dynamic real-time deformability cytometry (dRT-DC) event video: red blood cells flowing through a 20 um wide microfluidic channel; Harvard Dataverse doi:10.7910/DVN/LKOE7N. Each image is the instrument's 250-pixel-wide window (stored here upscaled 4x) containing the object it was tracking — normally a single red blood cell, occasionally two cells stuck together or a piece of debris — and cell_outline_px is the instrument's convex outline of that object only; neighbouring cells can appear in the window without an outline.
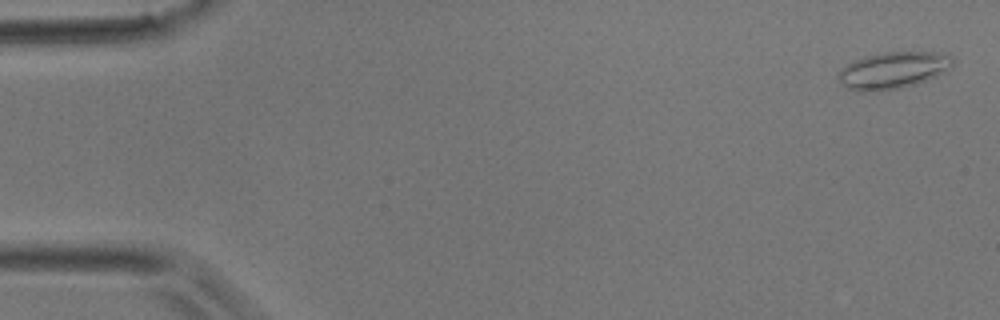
{"species": "common noctule bat (a hibernating species)", "species_latin": "Nyctalus noctula", "temperature_condition": "room temperature", "stored_images_in_passage": 3, "camera_frame_rate_fps": 3000, "um_per_image_px": 0.085, "animal": {"sex": "male", "body_mass_g": 17.9}, "frame": {"image": 1, "passage_image": 1, "time_ms": 0.0, "image_size_px": [1000, 320], "cell_outline_px": [[956, 60], [952, 68], [936, 76], [900, 88], [864, 92], [860, 92], [848, 88], [840, 84], [836, 76], [840, 68], [864, 56], [884, 52], [936, 52], [952, 56]], "centroid_in_image_um": [75.9, 5.96], "position_along_channel_um": 9.1, "area_um2": 24.57}}